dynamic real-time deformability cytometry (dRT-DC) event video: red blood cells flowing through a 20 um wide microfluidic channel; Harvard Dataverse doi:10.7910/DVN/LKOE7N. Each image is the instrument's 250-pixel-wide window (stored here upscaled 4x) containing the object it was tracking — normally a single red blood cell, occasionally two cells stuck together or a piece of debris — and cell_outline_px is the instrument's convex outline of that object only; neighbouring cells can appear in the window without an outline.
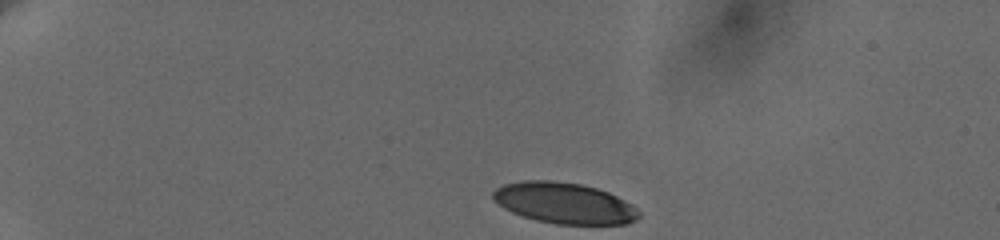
{"species": "human", "species_latin": "Homo sapiens", "temperature_condition": "cold", "stored_images_in_passage": 59, "camera_frame_rate_fps": 3000, "um_per_image_px": 0.085, "donor": {"sex": "female"}, "frame": {"image": 1, "passage_image": 1, "time_ms": 0.0, "image_size_px": [1000, 240], "cell_outline_px": [[640, 216], [636, 220], [628, 224], [556, 224], [536, 220], [512, 212], [504, 208], [492, 200], [492, 192], [496, 188], [504, 184], [524, 180], [552, 180], [580, 184], [596, 188], [608, 192], [632, 204], [640, 212]], "centroid_in_image_um": [47.96, 17.26], "position_along_channel_um": 37.0, "area_um2": 34.91}}
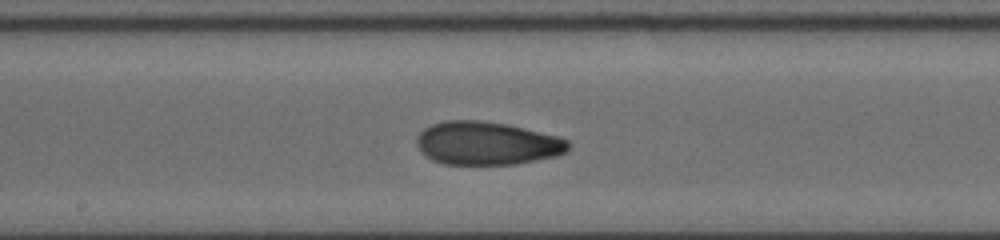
{"frame": {"image": 2, "passage_image": 27, "time_ms": 7.0, "image_size_px": [1000, 240], "cell_outline_px": [[568, 152], [556, 156], [516, 164], [444, 164], [432, 160], [420, 152], [416, 144], [416, 140], [420, 132], [424, 128], [432, 124], [444, 120], [476, 120], [504, 124], [556, 136], [568, 140]], "centroid_in_image_um": [41.34, 12.19], "position_along_channel_um": 206.9, "area_um2": 37.97}}
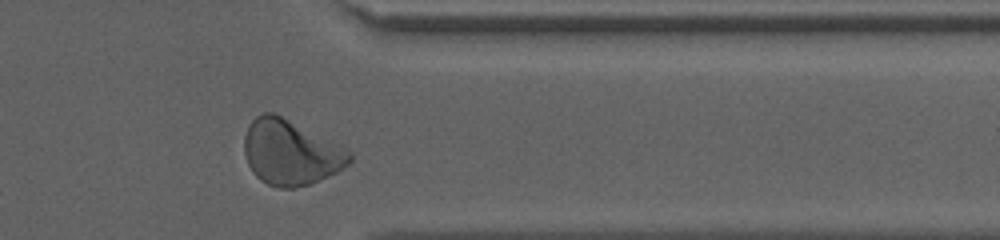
{"frame": {"image": 3, "passage_image": 53, "time_ms": 12.0, "image_size_px": [1000, 240], "cell_outline_px": [[352, 160], [344, 168], [336, 172], [308, 184], [292, 188], [280, 188], [268, 184], [260, 180], [252, 172], [248, 164], [244, 152], [244, 136], [248, 124], [256, 116], [264, 112], [272, 112], [340, 144], [348, 148], [352, 152]], "centroid_in_image_um": [24.7, 12.95], "position_along_channel_um": 386.7, "area_um2": 39.94}, "authors_computed_cell_mechanics": {"area_um2": 37.1654, "velocity_mm_per_s": 3.6366, "shape_relaxation_time_tau1_ms": 5.7486, "shape_relaxation_time_tau2_ms": 1.6632, "deformation_change_tau1": 0.1809, "deformation_change_tau2": 0.0721}}